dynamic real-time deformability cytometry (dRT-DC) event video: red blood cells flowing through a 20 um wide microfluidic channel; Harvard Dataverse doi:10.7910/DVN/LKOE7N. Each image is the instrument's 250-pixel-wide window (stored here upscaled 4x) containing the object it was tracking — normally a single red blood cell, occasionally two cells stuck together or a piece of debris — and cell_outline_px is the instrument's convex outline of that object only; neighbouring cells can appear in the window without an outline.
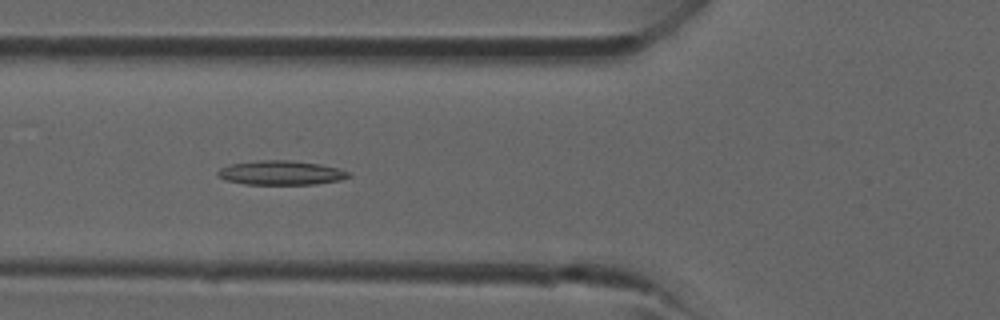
{"species": "common noctule bat (a hibernating species)", "species_latin": "Nyctalus noctula", "temperature_condition": "room temperature", "stored_images_in_passage": 32, "camera_frame_rate_fps": 3000, "um_per_image_px": 0.085, "animal": {"sex": "male", "forearm_length_mm": 52.5}, "frame": {"image": 1, "passage_image": 7, "time_ms": 2.0, "image_size_px": [1000, 320], "cell_outline_px": [[352, 176], [340, 180], [312, 184], [244, 184], [224, 180], [216, 172], [220, 168], [228, 164], [260, 160], [288, 160], [320, 164], [336, 168], [348, 172]], "centroid_in_image_um": [23.84, 14.68], "position_along_channel_um": 102.0, "area_um2": 18.38}}
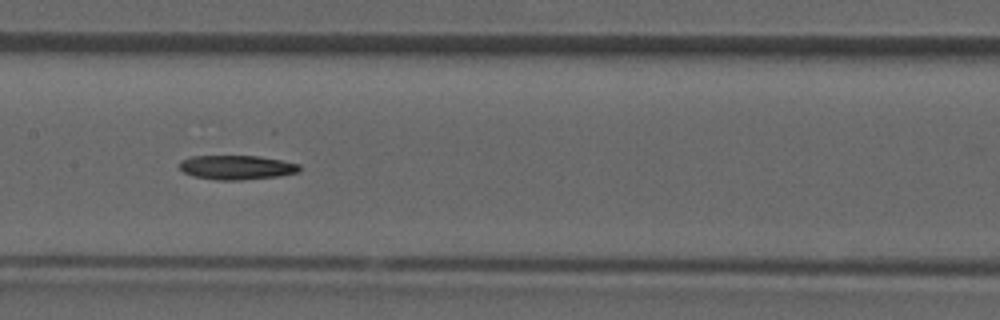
{"frame": {"image": 2, "passage_image": 12, "time_ms": 3.667, "image_size_px": [1000, 320], "cell_outline_px": [[300, 168], [296, 172], [280, 176], [240, 180], [216, 180], [192, 176], [184, 172], [180, 168], [180, 160], [192, 156], [260, 156], [300, 164]], "centroid_in_image_um": [20.09, 14.23], "position_along_channel_um": 187.3, "area_um2": 16.94}}
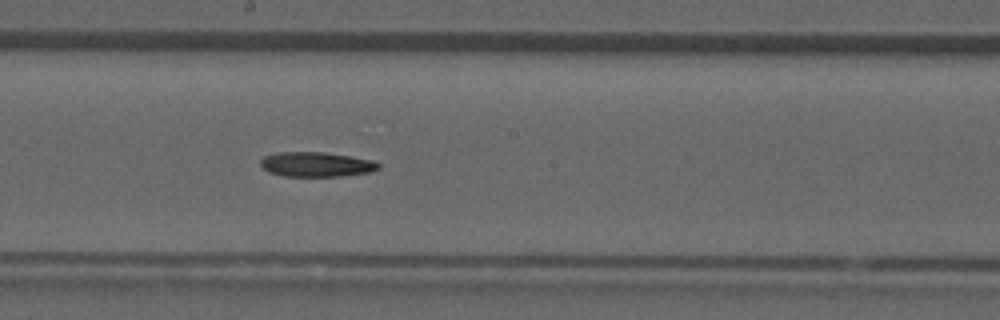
{"frame": {"image": 3, "passage_image": 14, "time_ms": 4.333, "image_size_px": [1000, 320], "cell_outline_px": [[380, 168], [372, 172], [340, 176], [284, 176], [268, 172], [260, 164], [260, 160], [264, 156], [276, 152], [324, 152], [372, 160], [380, 164]], "centroid_in_image_um": [26.87, 13.97], "position_along_channel_um": 221.3, "area_um2": 16.99}}